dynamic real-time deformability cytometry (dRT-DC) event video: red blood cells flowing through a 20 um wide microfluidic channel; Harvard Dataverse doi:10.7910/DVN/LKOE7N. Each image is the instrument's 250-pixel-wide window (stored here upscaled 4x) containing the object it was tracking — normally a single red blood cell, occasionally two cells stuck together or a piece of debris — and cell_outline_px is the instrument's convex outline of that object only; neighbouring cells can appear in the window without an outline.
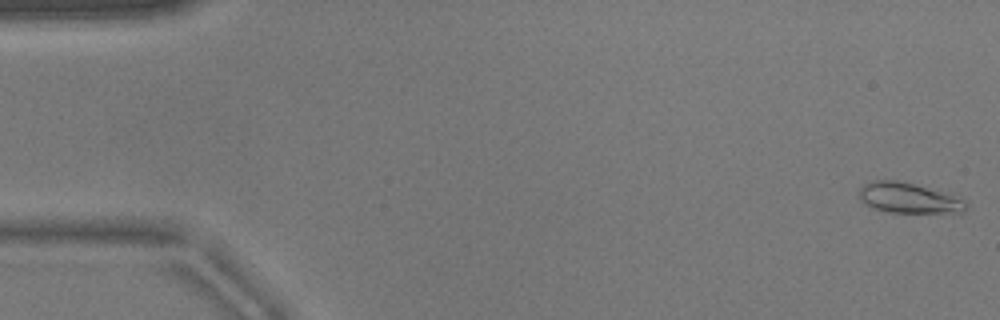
{"species": "common noctule bat (a hibernating species)", "species_latin": "Nyctalus noctula", "temperature_condition": "warm", "stored_images_in_passage": 52, "camera_frame_rate_fps": 3000, "um_per_image_px": 0.085, "animal": {"sex": "male", "body_mass_g": 17.9}, "frame": {"image": 1, "passage_image": 1, "time_ms": 0.0, "image_size_px": [1000, 320], "cell_outline_px": [[968, 208], [964, 212], [888, 212], [876, 208], [860, 200], [860, 188], [864, 184], [872, 180], [896, 180], [912, 184], [952, 196], [964, 200], [968, 204]], "centroid_in_image_um": [77.21, 16.83], "position_along_channel_um": 7.8, "area_um2": 18.21}}
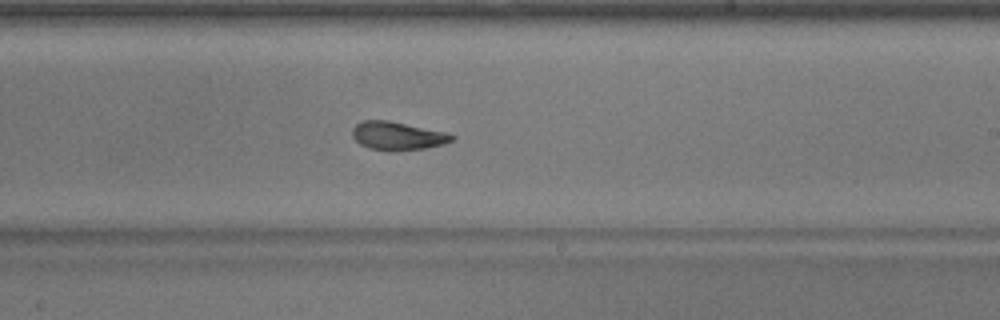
{"frame": {"image": 2, "passage_image": 31, "time_ms": 10.0, "image_size_px": [1000, 320], "cell_outline_px": [[456, 136], [452, 140], [444, 144], [424, 148], [396, 152], [388, 152], [368, 148], [360, 144], [352, 136], [352, 128], [356, 124], [364, 120], [388, 120], [444, 132]], "centroid_in_image_um": [33.75, 11.57], "position_along_channel_um": 255.3, "area_um2": 16.53}}
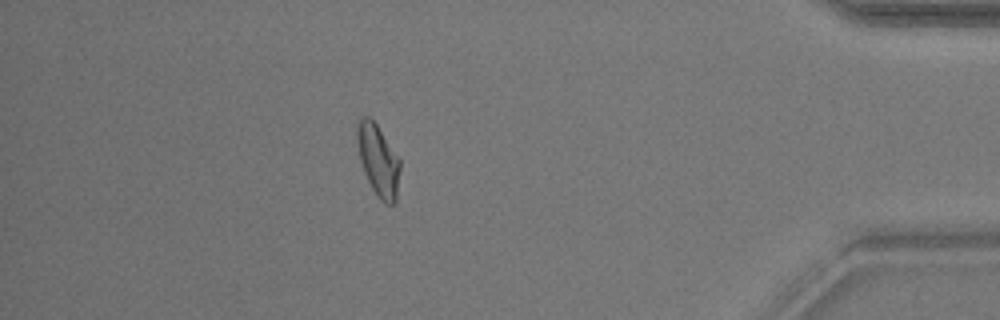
{"frame": {"image": 3, "passage_image": 46, "time_ms": 15.0, "image_size_px": [1000, 320], "cell_outline_px": [[400, 168], [396, 204], [384, 204], [376, 196], [364, 172], [360, 160], [356, 140], [356, 124], [360, 116], [368, 116], [376, 124], [400, 160]], "centroid_in_image_um": [32.13, 13.64], "position_along_channel_um": 403.1, "area_um2": 17.98}, "authors_computed_cell_mechanics": {"area_um2": 17.1666, "velocity_mm_per_s": 3.8614, "shape_relaxation_time_tau1_ms": 4.8423, "shape_relaxation_time_tau2_ms": 2.2083, "deformation_change_tau1": 0.1637, "deformation_change_tau2": 0.091}}